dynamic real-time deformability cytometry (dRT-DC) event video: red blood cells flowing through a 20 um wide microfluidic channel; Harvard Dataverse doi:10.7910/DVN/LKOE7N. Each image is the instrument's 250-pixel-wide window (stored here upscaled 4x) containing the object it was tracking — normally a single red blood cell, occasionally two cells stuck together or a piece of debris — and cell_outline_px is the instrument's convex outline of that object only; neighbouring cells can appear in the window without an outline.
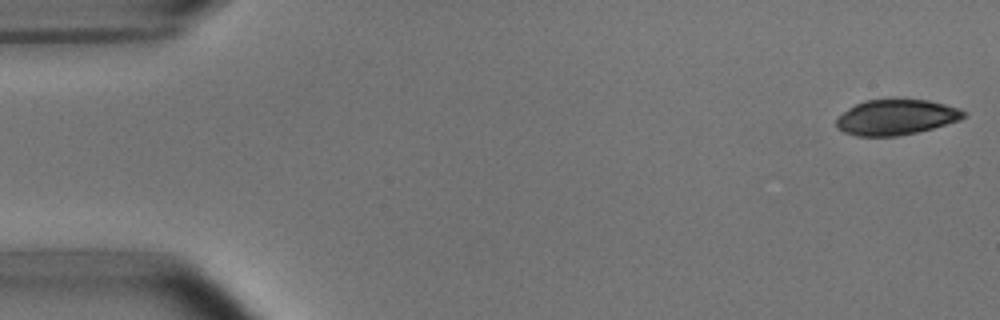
{"species": "common noctule bat (a hibernating species)", "species_latin": "Nyctalus noctula", "temperature_condition": "room temperature", "stored_images_in_passage": 51, "camera_frame_rate_fps": 3000, "um_per_image_px": 0.085, "animal": {"sex": "male", "body_mass_g": 15.6}, "frame": {"image": 1, "passage_image": 1, "time_ms": 0.0, "image_size_px": [1000, 320], "cell_outline_px": [[968, 116], [960, 120], [932, 128], [916, 132], [896, 136], [856, 136], [844, 132], [836, 128], [836, 120], [848, 108], [864, 100], [896, 96], [928, 100], [960, 108], [968, 112]], "centroid_in_image_um": [76.2, 9.91], "position_along_channel_um": 8.8, "area_um2": 27.11}}
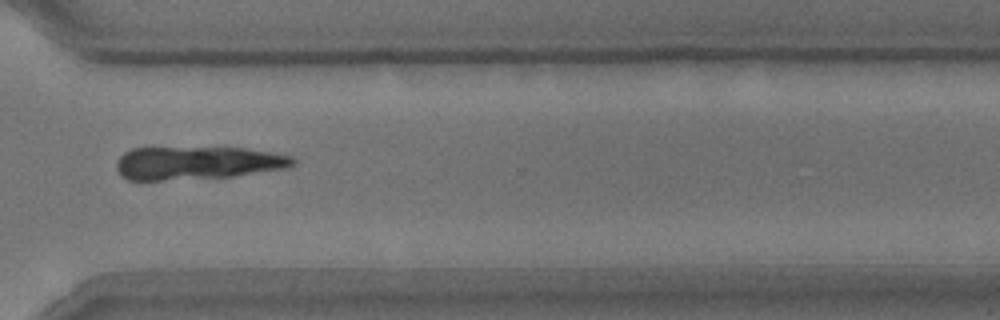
{"frame": {"image": 2, "passage_image": 38, "time_ms": 12.333, "image_size_px": [1000, 320], "cell_outline_px": [[296, 164], [284, 168], [236, 176], [160, 180], [128, 180], [120, 176], [116, 168], [116, 164], [120, 156], [124, 152], [132, 148], [244, 148], [272, 152], [292, 156], [296, 160]], "centroid_in_image_um": [16.76, 13.85], "position_along_channel_um": 353.8, "area_um2": 33.99}}
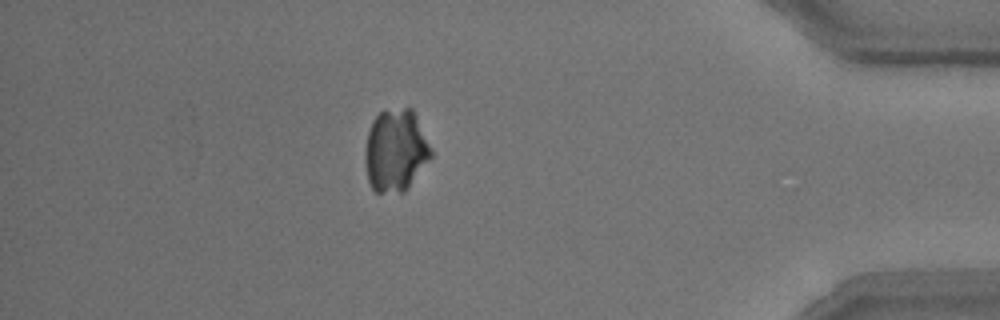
{"frame": {"image": 3, "passage_image": 45, "time_ms": 14.667, "image_size_px": [1000, 320], "cell_outline_px": [[432, 156], [408, 188], [404, 192], [376, 192], [372, 188], [368, 180], [364, 160], [364, 152], [368, 132], [372, 120], [380, 112], [404, 108], [412, 108], [432, 148]], "centroid_in_image_um": [33.62, 12.8], "position_along_channel_um": 401.6, "area_um2": 31.62}}